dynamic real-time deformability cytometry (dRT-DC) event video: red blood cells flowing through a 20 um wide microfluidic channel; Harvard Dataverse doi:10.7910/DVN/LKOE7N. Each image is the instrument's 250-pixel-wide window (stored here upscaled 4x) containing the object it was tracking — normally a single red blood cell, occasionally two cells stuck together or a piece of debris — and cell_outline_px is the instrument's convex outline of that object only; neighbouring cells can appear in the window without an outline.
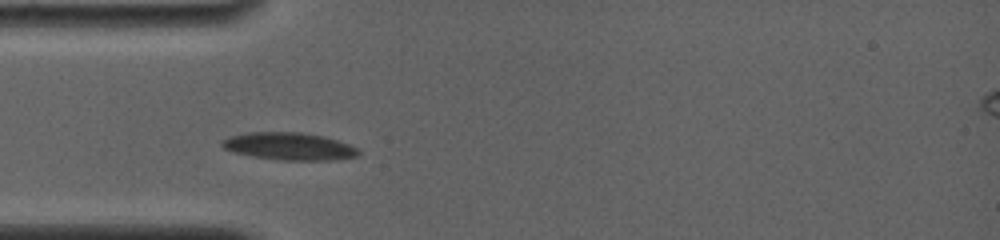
{"species": "common noctule bat (a hibernating species)", "species_latin": "Nyctalus noctula", "temperature_condition": "room temperature", "stored_images_in_passage": 8, "camera_frame_rate_fps": 4000, "um_per_image_px": 0.085, "animal": {"sex": "female", "body_mass_g": 19.0, "forearm_length_mm": 56.7}, "frame": {"image": 1, "passage_image": 2, "time_ms": 0.25, "image_size_px": [1000, 240], "cell_outline_px": [[360, 152], [356, 156], [328, 160], [284, 160], [252, 156], [232, 152], [224, 148], [220, 144], [220, 140], [228, 136], [248, 132], [300, 132], [324, 136], [348, 144], [356, 148]], "centroid_in_image_um": [24.5, 12.42], "position_along_channel_um": 60.5, "area_um2": 21.73}}
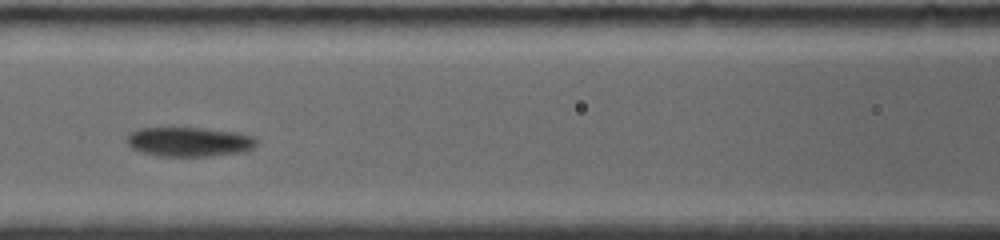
{"frame": {"image": 2, "passage_image": 6, "time_ms": 1.25, "image_size_px": [1000, 240], "cell_outline_px": [[256, 144], [252, 148], [244, 152], [208, 156], [160, 156], [144, 152], [132, 148], [128, 144], [128, 132], [140, 128], [200, 128], [236, 132], [252, 136], [256, 140]], "centroid_in_image_um": [16.08, 12.05], "position_along_channel_um": 150.5, "area_um2": 22.02}}
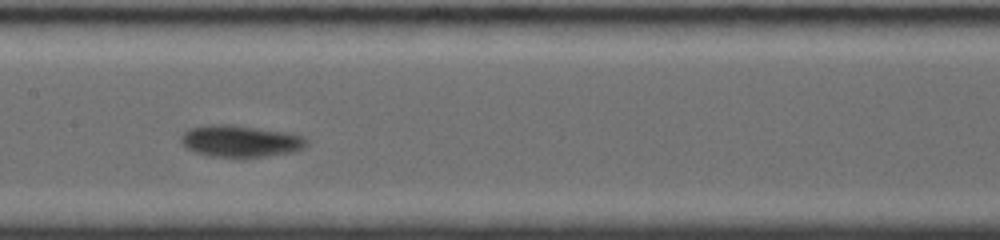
{"frame": {"image": 3, "passage_image": 7, "time_ms": 1.5, "image_size_px": [1000, 240], "cell_outline_px": [[308, 144], [304, 148], [292, 152], [264, 156], [212, 156], [196, 152], [184, 148], [180, 140], [180, 136], [188, 128], [208, 124], [232, 124], [288, 132], [304, 136], [308, 140]], "centroid_in_image_um": [20.42, 11.97], "position_along_channel_um": 187.0, "area_um2": 23.35}}